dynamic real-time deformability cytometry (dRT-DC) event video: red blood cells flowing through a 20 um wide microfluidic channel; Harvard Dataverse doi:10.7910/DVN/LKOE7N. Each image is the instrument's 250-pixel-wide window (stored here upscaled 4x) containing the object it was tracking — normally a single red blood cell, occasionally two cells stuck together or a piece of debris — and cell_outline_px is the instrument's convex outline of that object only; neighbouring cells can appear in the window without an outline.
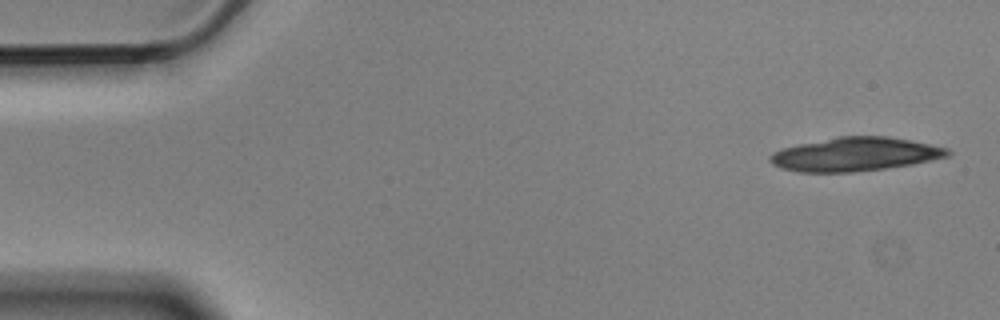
{"species": "Egyptian fruit bat (a non-hibernating species)", "species_latin": "Rousettus aegyptiacus", "temperature_condition": "cold", "stored_images_in_passage": 5, "camera_frame_rate_fps": 3000, "um_per_image_px": 0.085, "animal": {"sex": "male"}, "frame": {"image": 1, "passage_image": 1, "time_ms": 0.0, "image_size_px": [1000, 320], "cell_outline_px": [[952, 152], [948, 156], [932, 160], [912, 164], [884, 168], [852, 172], [800, 172], [780, 168], [772, 164], [768, 160], [768, 156], [772, 152], [784, 148], [800, 144], [840, 136], [888, 136], [948, 148]], "centroid_in_image_um": [72.66, 13.12], "position_along_channel_um": 12.3, "area_um2": 34.62}}